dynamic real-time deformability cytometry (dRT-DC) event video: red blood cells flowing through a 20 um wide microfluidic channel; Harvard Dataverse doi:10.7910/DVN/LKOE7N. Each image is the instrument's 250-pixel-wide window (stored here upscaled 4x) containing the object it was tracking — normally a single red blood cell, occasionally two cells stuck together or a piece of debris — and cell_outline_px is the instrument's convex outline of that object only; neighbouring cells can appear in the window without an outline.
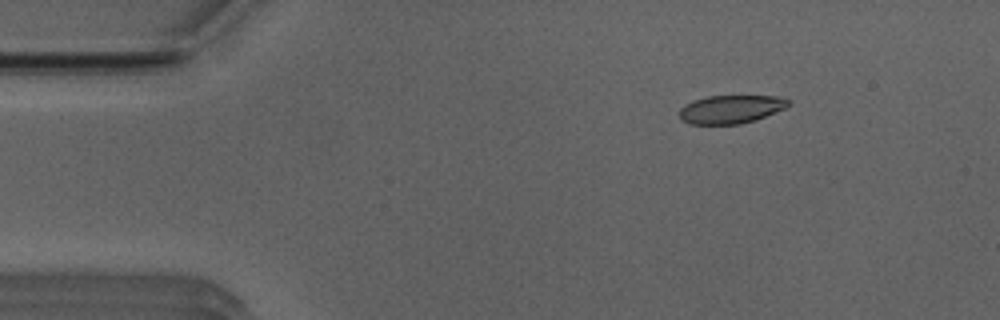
{"species": "Egyptian fruit bat (a non-hibernating species)", "species_latin": "Rousettus aegyptiacus", "temperature_condition": "room temperature", "stored_images_in_passage": 46, "camera_frame_rate_fps": 3000, "um_per_image_px": 0.085, "animal": {"sex": "male"}, "frame": {"image": 1, "passage_image": 2, "time_ms": 0.333, "image_size_px": [1000, 320], "cell_outline_px": [[792, 104], [784, 108], [756, 120], [740, 124], [688, 124], [680, 120], [680, 108], [684, 104], [692, 100], [708, 96], [776, 96], [788, 100]], "centroid_in_image_um": [62.08, 9.29], "position_along_channel_um": 22.9, "area_um2": 18.03}}
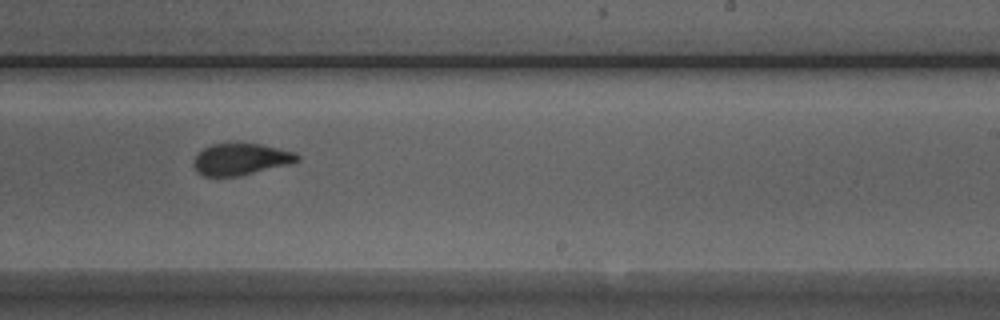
{"frame": {"image": 2, "passage_image": 26, "time_ms": 8.333, "image_size_px": [1000, 320], "cell_outline_px": [[300, 160], [288, 164], [236, 176], [204, 176], [196, 172], [192, 164], [192, 160], [204, 148], [212, 144], [236, 140], [260, 144], [296, 152], [300, 156]], "centroid_in_image_um": [20.43, 13.48], "position_along_channel_um": 268.6, "area_um2": 19.54}}
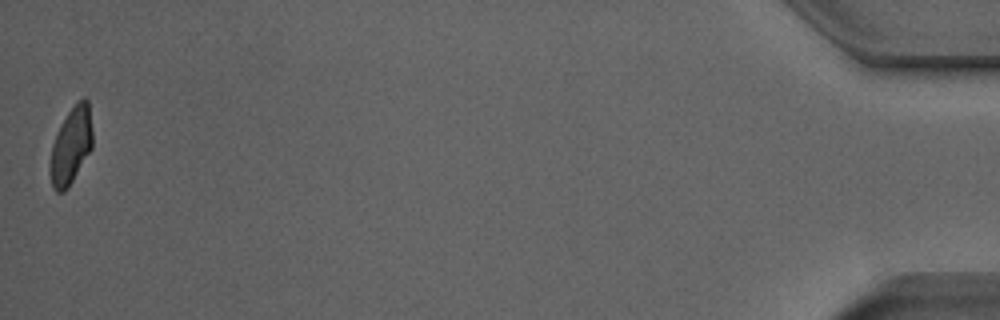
{"frame": {"image": 3, "passage_image": 46, "time_ms": 15.0, "image_size_px": [1000, 320], "cell_outline_px": [[92, 148], [68, 188], [64, 192], [56, 192], [52, 188], [48, 172], [48, 164], [52, 144], [56, 132], [60, 124], [76, 100], [84, 96], [88, 100], [92, 128]], "centroid_in_image_um": [6.0, 12.39], "position_along_channel_um": 429.2, "area_um2": 19.54}, "authors_computed_cell_mechanics": {"area_um2": 19.652, "velocity_mm_per_s": 3.9518, "shape_relaxation_time_tau1_ms": 3.4853, "shape_relaxation_time_tau2_ms": 1.0943, "deformation_change_tau1": 0.1453, "deformation_change_tau2": 0.0604}}